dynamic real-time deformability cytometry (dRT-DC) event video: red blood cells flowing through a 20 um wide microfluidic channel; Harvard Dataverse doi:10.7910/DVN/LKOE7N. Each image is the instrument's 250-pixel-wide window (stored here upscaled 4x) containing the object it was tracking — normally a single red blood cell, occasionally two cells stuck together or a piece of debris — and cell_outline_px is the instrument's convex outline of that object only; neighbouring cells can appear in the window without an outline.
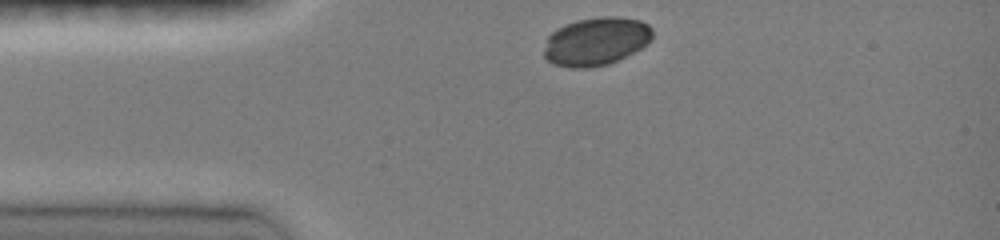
{"species": "common noctule bat (a hibernating species)", "species_latin": "Nyctalus noctula", "temperature_condition": "room temperature", "stored_images_in_passage": 32, "camera_frame_rate_fps": 3000, "um_per_image_px": 0.085, "animal": {"sex": "female", "body_mass_g": 19.0, "forearm_length_mm": 51.5}, "frame": {"image": 1, "passage_image": 1, "time_ms": 0.0, "image_size_px": [1000, 240], "cell_outline_px": [[652, 40], [648, 44], [608, 64], [588, 68], [572, 68], [552, 64], [544, 56], [544, 48], [548, 36], [556, 28], [576, 20], [600, 16], [616, 16], [640, 20], [648, 24], [652, 28]], "centroid_in_image_um": [50.65, 3.5], "position_along_channel_um": 34.3, "area_um2": 30.58}}
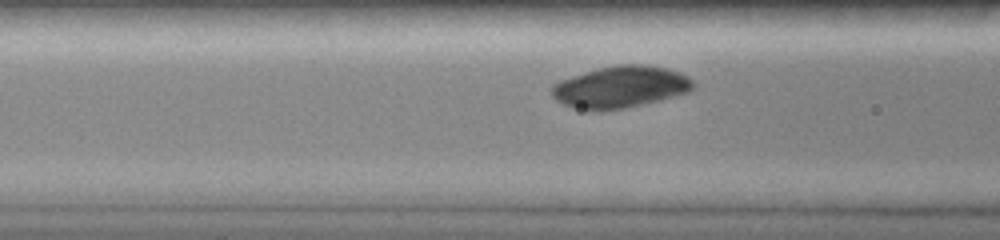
{"frame": {"image": 2, "passage_image": 9, "time_ms": 2.667, "image_size_px": [1000, 240], "cell_outline_px": [[696, 84], [688, 92], [660, 100], [624, 108], [600, 112], [580, 108], [564, 104], [556, 100], [552, 96], [552, 84], [560, 80], [596, 68], [616, 64], [648, 64], [668, 68], [680, 72], [688, 76]], "centroid_in_image_um": [52.75, 7.38], "position_along_channel_um": 113.8, "area_um2": 34.68}}